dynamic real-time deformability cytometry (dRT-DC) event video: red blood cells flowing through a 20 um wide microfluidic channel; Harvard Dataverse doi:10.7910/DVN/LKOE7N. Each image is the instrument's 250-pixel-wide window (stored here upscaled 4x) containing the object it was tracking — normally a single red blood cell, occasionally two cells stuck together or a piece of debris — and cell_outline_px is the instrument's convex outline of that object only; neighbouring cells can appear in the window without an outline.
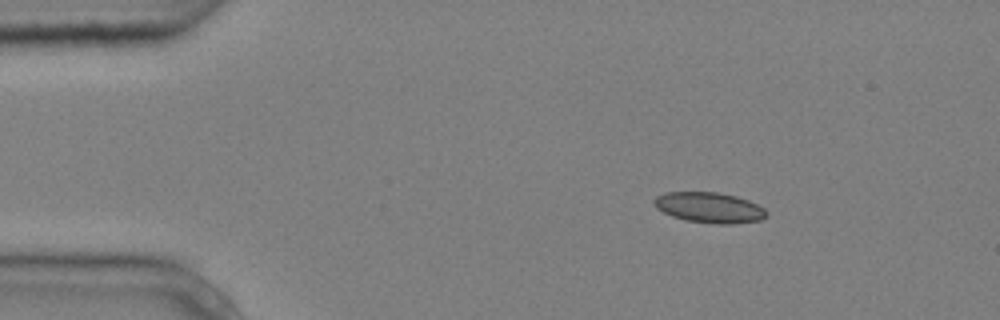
{"species": "common noctule bat (a hibernating species)", "species_latin": "Nyctalus noctula", "temperature_condition": "cold", "stored_images_in_passage": 3, "camera_frame_rate_fps": 3000, "um_per_image_px": 0.085, "animal": {"sex": "male", "body_mass_g": 20.4}, "frame": {"image": 1, "passage_image": 1, "time_ms": 0.0, "image_size_px": [1000, 320], "cell_outline_px": [[768, 216], [760, 220], [732, 224], [716, 224], [684, 220], [672, 216], [656, 208], [652, 200], [656, 196], [664, 192], [716, 192], [736, 196], [748, 200], [764, 208], [768, 212]], "centroid_in_image_um": [60.29, 17.64], "position_along_channel_um": 24.7, "area_um2": 20.11}}